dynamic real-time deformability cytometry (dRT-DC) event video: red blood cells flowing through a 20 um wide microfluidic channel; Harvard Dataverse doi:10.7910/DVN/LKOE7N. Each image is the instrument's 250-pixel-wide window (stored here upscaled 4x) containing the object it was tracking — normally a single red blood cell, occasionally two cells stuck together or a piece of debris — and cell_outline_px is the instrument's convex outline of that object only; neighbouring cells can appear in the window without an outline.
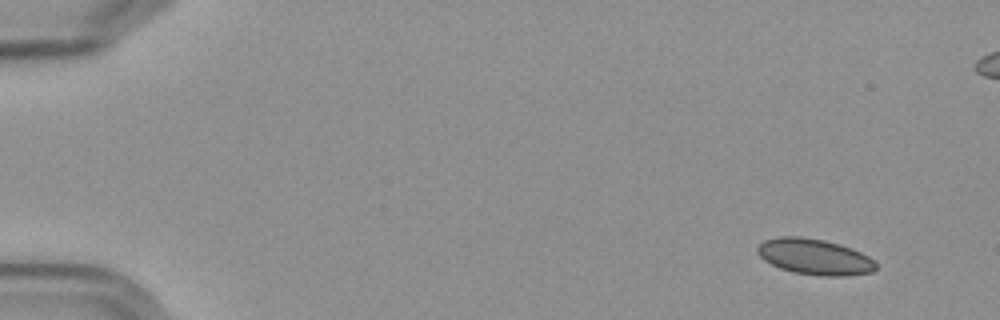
{"species": "Egyptian fruit bat (a non-hibernating species)", "species_latin": "Rousettus aegyptiacus", "temperature_condition": "cold", "stored_images_in_passage": 55, "segment_of_instrument_passage": [1, 2], "camera_frame_rate_fps": 3000, "um_per_image_px": 0.085, "frame": {"image": 1, "passage_image": 1, "time_ms": 0.0, "image_size_px": [1000, 320], "cell_outline_px": [[876, 268], [872, 272], [844, 276], [820, 276], [792, 272], [780, 268], [764, 260], [756, 252], [756, 248], [764, 240], [780, 236], [800, 236], [824, 240], [840, 244], [860, 252], [868, 256], [876, 264]], "centroid_in_image_um": [69.21, 21.82], "position_along_channel_um": 15.8, "area_um2": 24.74}}
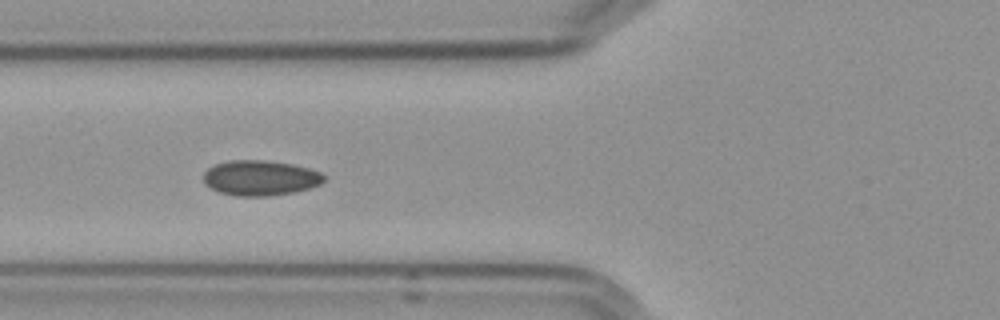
{"frame": {"image": 2, "passage_image": 19, "time_ms": 6.0, "image_size_px": [1000, 320], "cell_outline_px": [[324, 180], [320, 184], [296, 192], [268, 196], [236, 196], [220, 192], [212, 188], [204, 180], [204, 172], [208, 168], [216, 164], [228, 160], [264, 160], [292, 164], [308, 168], [320, 172], [324, 176]], "centroid_in_image_um": [22.13, 15.12], "position_along_channel_um": 103.7, "area_um2": 24.57}}
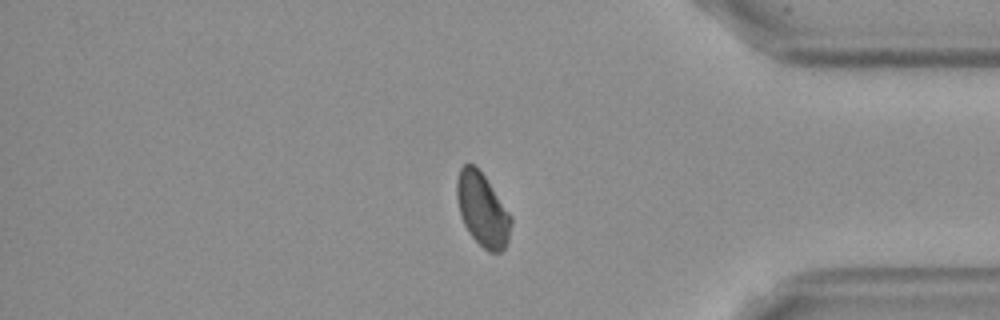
{"frame": {"image": 3, "passage_image": 45, "time_ms": 14.667, "image_size_px": [1000, 320], "cell_outline_px": [[512, 224], [508, 244], [500, 252], [488, 252], [468, 232], [464, 224], [460, 212], [456, 196], [456, 180], [460, 168], [464, 164], [472, 164], [484, 176], [512, 216]], "centroid_in_image_um": [41.02, 17.85], "position_along_channel_um": 394.2, "area_um2": 23.0}}